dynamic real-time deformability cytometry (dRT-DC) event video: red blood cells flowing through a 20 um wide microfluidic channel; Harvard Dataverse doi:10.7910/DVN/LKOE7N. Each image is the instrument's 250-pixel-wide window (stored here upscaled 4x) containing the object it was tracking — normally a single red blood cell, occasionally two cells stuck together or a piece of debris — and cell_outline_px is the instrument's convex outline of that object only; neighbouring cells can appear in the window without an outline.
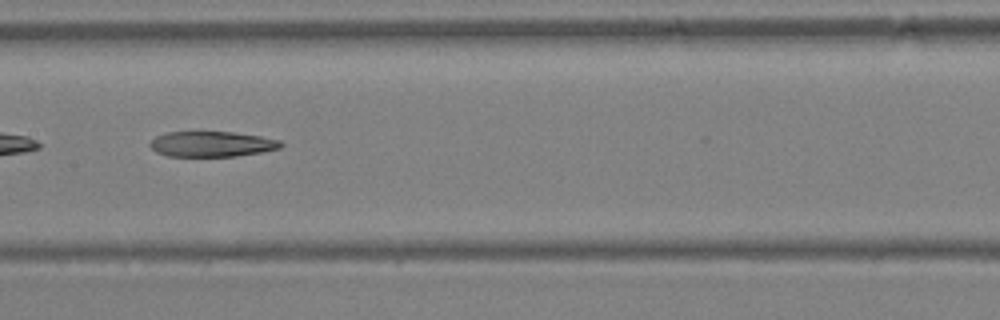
{"species": "Egyptian fruit bat (a non-hibernating species)", "species_latin": "Rousettus aegyptiacus", "temperature_condition": "warm", "stored_images_in_passage": 31, "camera_frame_rate_fps": 3000, "um_per_image_px": 0.085, "animal": {"sex": "female"}, "frame": {"image": 1, "passage_image": 14, "time_ms": 4.333, "image_size_px": [1000, 320], "cell_outline_px": [[284, 144], [280, 148], [260, 152], [236, 156], [168, 156], [156, 152], [148, 144], [156, 136], [168, 132], [232, 132], [260, 136], [280, 140]], "centroid_in_image_um": [18.0, 12.24], "position_along_channel_um": 189.4, "area_um2": 19.25}}